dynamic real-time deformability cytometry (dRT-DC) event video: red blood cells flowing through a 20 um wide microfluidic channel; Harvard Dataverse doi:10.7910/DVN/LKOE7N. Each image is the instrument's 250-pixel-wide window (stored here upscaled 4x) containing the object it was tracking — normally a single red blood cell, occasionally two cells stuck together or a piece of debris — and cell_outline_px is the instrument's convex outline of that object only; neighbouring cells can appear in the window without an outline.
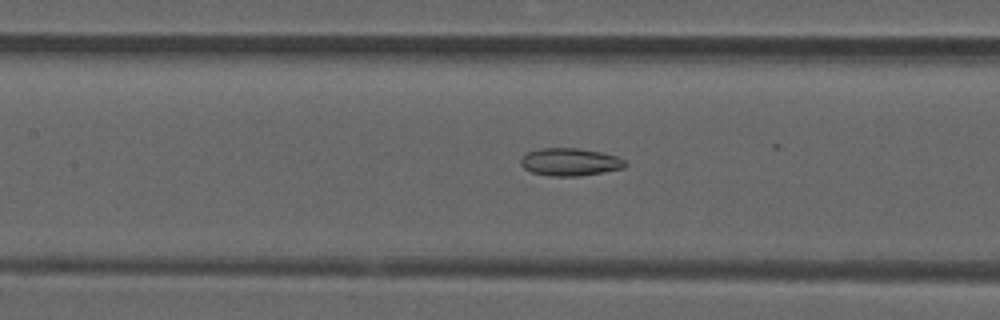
{"species": "common noctule bat (a hibernating species)", "species_latin": "Nyctalus noctula", "temperature_condition": "room temperature", "stored_images_in_passage": 38, "camera_frame_rate_fps": 3000, "um_per_image_px": 0.085, "animal": {"sex": "male", "forearm_length_mm": 52.5}, "frame": {"image": 1, "passage_image": 9, "time_ms": 2.667, "image_size_px": [1000, 320], "cell_outline_px": [[628, 164], [624, 168], [604, 172], [580, 176], [548, 176], [532, 172], [524, 168], [520, 164], [520, 160], [528, 152], [540, 148], [580, 148], [620, 156]], "centroid_in_image_um": [48.49, 13.77], "position_along_channel_um": 158.9, "area_um2": 16.99}}
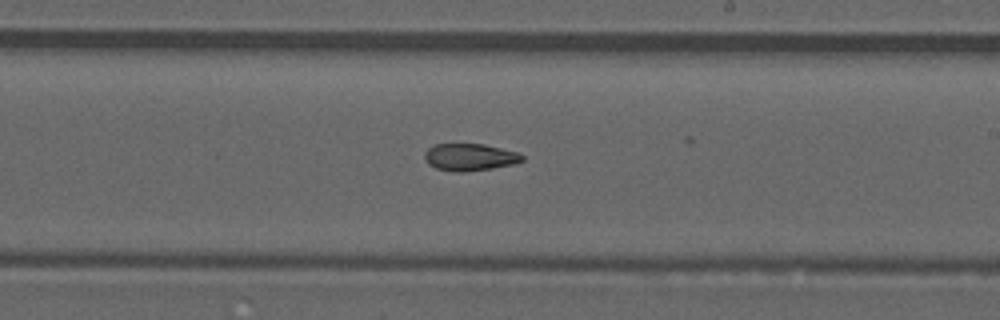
{"frame": {"image": 2, "passage_image": 16, "time_ms": 5.0, "image_size_px": [1000, 320], "cell_outline_px": [[524, 160], [516, 164], [492, 168], [464, 172], [452, 172], [436, 168], [428, 164], [424, 160], [424, 152], [428, 148], [436, 144], [484, 144], [520, 152], [524, 156]], "centroid_in_image_um": [39.95, 13.36], "position_along_channel_um": 249.0, "area_um2": 15.72}}
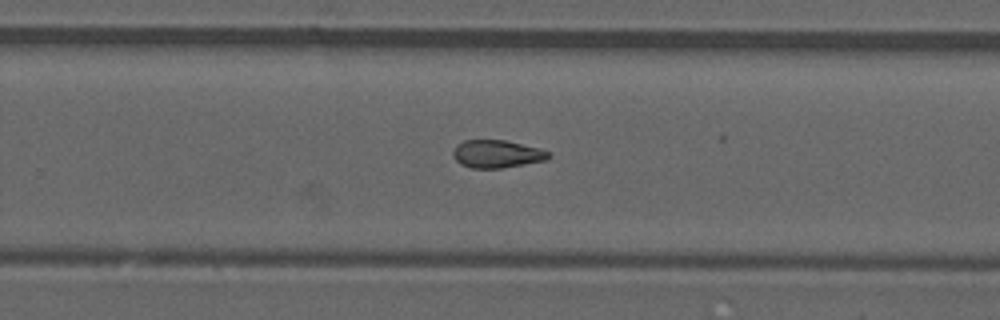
{"frame": {"image": 3, "passage_image": 19, "time_ms": 6.0, "image_size_px": [1000, 320], "cell_outline_px": [[552, 156], [548, 160], [500, 168], [472, 168], [460, 164], [452, 156], [452, 152], [456, 144], [464, 140], [504, 140], [540, 148], [552, 152]], "centroid_in_image_um": [42.25, 13.08], "position_along_channel_um": 287.5, "area_um2": 15.66}, "authors_computed_cell_mechanics": {"area_um2": 15.7216, "velocity_mm_per_s": 3.8796, "shape_relaxation_time_tau1_ms": null, "shape_relaxation_time_tau2_ms": 4.4518, "deformation_change_tau1": null, "deformation_change_tau2": 0.1123}}